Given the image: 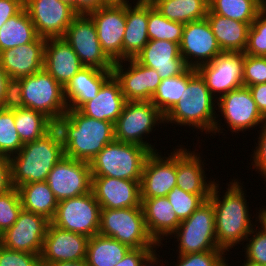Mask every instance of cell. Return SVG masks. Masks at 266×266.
<instances>
[{"label": "cell", "instance_id": "1", "mask_svg": "<svg viewBox=\"0 0 266 266\" xmlns=\"http://www.w3.org/2000/svg\"><path fill=\"white\" fill-rule=\"evenodd\" d=\"M229 183L226 192L221 196L218 191L219 184L216 182L209 197L215 211V235L218 247L225 252H229L242 241L243 244L256 227L250 219L252 215H249L243 184L238 179H233Z\"/></svg>", "mask_w": 266, "mask_h": 266}, {"label": "cell", "instance_id": "2", "mask_svg": "<svg viewBox=\"0 0 266 266\" xmlns=\"http://www.w3.org/2000/svg\"><path fill=\"white\" fill-rule=\"evenodd\" d=\"M54 127L59 131L64 156L89 163L115 139L112 122L90 118L75 109H68Z\"/></svg>", "mask_w": 266, "mask_h": 266}, {"label": "cell", "instance_id": "3", "mask_svg": "<svg viewBox=\"0 0 266 266\" xmlns=\"http://www.w3.org/2000/svg\"><path fill=\"white\" fill-rule=\"evenodd\" d=\"M64 157L59 131L53 127L42 138L25 143L10 158L12 185L46 181L52 168Z\"/></svg>", "mask_w": 266, "mask_h": 266}, {"label": "cell", "instance_id": "4", "mask_svg": "<svg viewBox=\"0 0 266 266\" xmlns=\"http://www.w3.org/2000/svg\"><path fill=\"white\" fill-rule=\"evenodd\" d=\"M187 98L180 100L165 116V123H175L181 126H191L205 131L206 134L220 132L221 123L215 110L216 98L206 86L205 80L196 71L188 68ZM216 101V102H215ZM217 118V119H216ZM221 125V126H220ZM208 132V133H207Z\"/></svg>", "mask_w": 266, "mask_h": 266}, {"label": "cell", "instance_id": "5", "mask_svg": "<svg viewBox=\"0 0 266 266\" xmlns=\"http://www.w3.org/2000/svg\"><path fill=\"white\" fill-rule=\"evenodd\" d=\"M12 103L41 112L53 123L68 110L64 88L44 68L13 82Z\"/></svg>", "mask_w": 266, "mask_h": 266}, {"label": "cell", "instance_id": "6", "mask_svg": "<svg viewBox=\"0 0 266 266\" xmlns=\"http://www.w3.org/2000/svg\"><path fill=\"white\" fill-rule=\"evenodd\" d=\"M151 153L140 145L114 139L90 162L92 177L141 181L145 161Z\"/></svg>", "mask_w": 266, "mask_h": 266}, {"label": "cell", "instance_id": "7", "mask_svg": "<svg viewBox=\"0 0 266 266\" xmlns=\"http://www.w3.org/2000/svg\"><path fill=\"white\" fill-rule=\"evenodd\" d=\"M98 234L130 248L160 247L148 233L142 207L101 209Z\"/></svg>", "mask_w": 266, "mask_h": 266}, {"label": "cell", "instance_id": "8", "mask_svg": "<svg viewBox=\"0 0 266 266\" xmlns=\"http://www.w3.org/2000/svg\"><path fill=\"white\" fill-rule=\"evenodd\" d=\"M161 123H164V115L151 101H126L121 115L114 123V138L157 152L154 145L143 139H146L155 125L159 126Z\"/></svg>", "mask_w": 266, "mask_h": 266}, {"label": "cell", "instance_id": "9", "mask_svg": "<svg viewBox=\"0 0 266 266\" xmlns=\"http://www.w3.org/2000/svg\"><path fill=\"white\" fill-rule=\"evenodd\" d=\"M173 235L174 239L177 238L178 255L222 250L216 240L215 211L210 200H206L189 218L181 221L170 238Z\"/></svg>", "mask_w": 266, "mask_h": 266}, {"label": "cell", "instance_id": "10", "mask_svg": "<svg viewBox=\"0 0 266 266\" xmlns=\"http://www.w3.org/2000/svg\"><path fill=\"white\" fill-rule=\"evenodd\" d=\"M100 204L91 192L58 201L51 223L61 229L93 237L100 227Z\"/></svg>", "mask_w": 266, "mask_h": 266}, {"label": "cell", "instance_id": "11", "mask_svg": "<svg viewBox=\"0 0 266 266\" xmlns=\"http://www.w3.org/2000/svg\"><path fill=\"white\" fill-rule=\"evenodd\" d=\"M63 39L75 51L83 66L112 71L114 62L102 50L96 26L89 15L77 14Z\"/></svg>", "mask_w": 266, "mask_h": 266}, {"label": "cell", "instance_id": "12", "mask_svg": "<svg viewBox=\"0 0 266 266\" xmlns=\"http://www.w3.org/2000/svg\"><path fill=\"white\" fill-rule=\"evenodd\" d=\"M245 57L244 52H223L210 63L203 64L196 69L216 100L232 90L243 87Z\"/></svg>", "mask_w": 266, "mask_h": 266}, {"label": "cell", "instance_id": "13", "mask_svg": "<svg viewBox=\"0 0 266 266\" xmlns=\"http://www.w3.org/2000/svg\"><path fill=\"white\" fill-rule=\"evenodd\" d=\"M46 182L58 201L91 192L90 163L64 156L50 171Z\"/></svg>", "mask_w": 266, "mask_h": 266}, {"label": "cell", "instance_id": "14", "mask_svg": "<svg viewBox=\"0 0 266 266\" xmlns=\"http://www.w3.org/2000/svg\"><path fill=\"white\" fill-rule=\"evenodd\" d=\"M36 33L44 39L63 38L77 15L72 6L62 0H24Z\"/></svg>", "mask_w": 266, "mask_h": 266}, {"label": "cell", "instance_id": "15", "mask_svg": "<svg viewBox=\"0 0 266 266\" xmlns=\"http://www.w3.org/2000/svg\"><path fill=\"white\" fill-rule=\"evenodd\" d=\"M97 30L102 50L113 61L123 60V38L126 30V4L108 3L88 14Z\"/></svg>", "mask_w": 266, "mask_h": 266}, {"label": "cell", "instance_id": "16", "mask_svg": "<svg viewBox=\"0 0 266 266\" xmlns=\"http://www.w3.org/2000/svg\"><path fill=\"white\" fill-rule=\"evenodd\" d=\"M50 221L22 209L15 223L0 235V245L14 250L41 255Z\"/></svg>", "mask_w": 266, "mask_h": 266}, {"label": "cell", "instance_id": "17", "mask_svg": "<svg viewBox=\"0 0 266 266\" xmlns=\"http://www.w3.org/2000/svg\"><path fill=\"white\" fill-rule=\"evenodd\" d=\"M180 55L189 68L197 69L222 54L206 18L186 23L180 43Z\"/></svg>", "mask_w": 266, "mask_h": 266}, {"label": "cell", "instance_id": "18", "mask_svg": "<svg viewBox=\"0 0 266 266\" xmlns=\"http://www.w3.org/2000/svg\"><path fill=\"white\" fill-rule=\"evenodd\" d=\"M126 61L128 68L122 64ZM112 75L119 82L126 101H151L161 83L155 69L141 65L134 58L114 62Z\"/></svg>", "mask_w": 266, "mask_h": 266}, {"label": "cell", "instance_id": "19", "mask_svg": "<svg viewBox=\"0 0 266 266\" xmlns=\"http://www.w3.org/2000/svg\"><path fill=\"white\" fill-rule=\"evenodd\" d=\"M216 105L232 133L254 129L266 121L258 111L248 87L243 86L222 95Z\"/></svg>", "mask_w": 266, "mask_h": 266}, {"label": "cell", "instance_id": "20", "mask_svg": "<svg viewBox=\"0 0 266 266\" xmlns=\"http://www.w3.org/2000/svg\"><path fill=\"white\" fill-rule=\"evenodd\" d=\"M89 237L61 229L51 222L40 255L42 266L86 260Z\"/></svg>", "mask_w": 266, "mask_h": 266}, {"label": "cell", "instance_id": "21", "mask_svg": "<svg viewBox=\"0 0 266 266\" xmlns=\"http://www.w3.org/2000/svg\"><path fill=\"white\" fill-rule=\"evenodd\" d=\"M176 148L168 157L152 152L146 159L140 181L141 199L166 197L177 183Z\"/></svg>", "mask_w": 266, "mask_h": 266}, {"label": "cell", "instance_id": "22", "mask_svg": "<svg viewBox=\"0 0 266 266\" xmlns=\"http://www.w3.org/2000/svg\"><path fill=\"white\" fill-rule=\"evenodd\" d=\"M91 191L101 209L142 207L140 181L92 177Z\"/></svg>", "mask_w": 266, "mask_h": 266}, {"label": "cell", "instance_id": "23", "mask_svg": "<svg viewBox=\"0 0 266 266\" xmlns=\"http://www.w3.org/2000/svg\"><path fill=\"white\" fill-rule=\"evenodd\" d=\"M134 59L155 69L161 80L179 76L189 68L180 55L179 44L166 40H149Z\"/></svg>", "mask_w": 266, "mask_h": 266}, {"label": "cell", "instance_id": "24", "mask_svg": "<svg viewBox=\"0 0 266 266\" xmlns=\"http://www.w3.org/2000/svg\"><path fill=\"white\" fill-rule=\"evenodd\" d=\"M45 44L46 39L38 36L31 43L0 53L1 67L12 82L43 69Z\"/></svg>", "mask_w": 266, "mask_h": 266}, {"label": "cell", "instance_id": "25", "mask_svg": "<svg viewBox=\"0 0 266 266\" xmlns=\"http://www.w3.org/2000/svg\"><path fill=\"white\" fill-rule=\"evenodd\" d=\"M83 67L75 51L63 38L46 39L43 68L63 88Z\"/></svg>", "mask_w": 266, "mask_h": 266}, {"label": "cell", "instance_id": "26", "mask_svg": "<svg viewBox=\"0 0 266 266\" xmlns=\"http://www.w3.org/2000/svg\"><path fill=\"white\" fill-rule=\"evenodd\" d=\"M176 149L177 183L176 186L183 191L196 195H210L214 181H206L204 162L198 152L189 151L183 145ZM208 182V183H207Z\"/></svg>", "mask_w": 266, "mask_h": 266}, {"label": "cell", "instance_id": "27", "mask_svg": "<svg viewBox=\"0 0 266 266\" xmlns=\"http://www.w3.org/2000/svg\"><path fill=\"white\" fill-rule=\"evenodd\" d=\"M141 206L148 233L157 244L164 245L162 240L171 236L181 223L173 211V206L167 197L141 199Z\"/></svg>", "mask_w": 266, "mask_h": 266}, {"label": "cell", "instance_id": "28", "mask_svg": "<svg viewBox=\"0 0 266 266\" xmlns=\"http://www.w3.org/2000/svg\"><path fill=\"white\" fill-rule=\"evenodd\" d=\"M125 103L120 84L112 75L100 88L97 97L84 103L78 110L90 118L114 124Z\"/></svg>", "mask_w": 266, "mask_h": 266}, {"label": "cell", "instance_id": "29", "mask_svg": "<svg viewBox=\"0 0 266 266\" xmlns=\"http://www.w3.org/2000/svg\"><path fill=\"white\" fill-rule=\"evenodd\" d=\"M112 76V71L83 67L64 88L68 109L78 110L84 103L97 97L103 84Z\"/></svg>", "mask_w": 266, "mask_h": 266}, {"label": "cell", "instance_id": "30", "mask_svg": "<svg viewBox=\"0 0 266 266\" xmlns=\"http://www.w3.org/2000/svg\"><path fill=\"white\" fill-rule=\"evenodd\" d=\"M148 41V2L136 1L134 6L126 4L123 60L135 58Z\"/></svg>", "mask_w": 266, "mask_h": 266}, {"label": "cell", "instance_id": "31", "mask_svg": "<svg viewBox=\"0 0 266 266\" xmlns=\"http://www.w3.org/2000/svg\"><path fill=\"white\" fill-rule=\"evenodd\" d=\"M206 19L216 37L222 52H244L247 47L248 32L252 23H244L226 18L208 10Z\"/></svg>", "mask_w": 266, "mask_h": 266}, {"label": "cell", "instance_id": "32", "mask_svg": "<svg viewBox=\"0 0 266 266\" xmlns=\"http://www.w3.org/2000/svg\"><path fill=\"white\" fill-rule=\"evenodd\" d=\"M23 210L43 216L50 222L55 216L58 200L46 181L17 187Z\"/></svg>", "mask_w": 266, "mask_h": 266}, {"label": "cell", "instance_id": "33", "mask_svg": "<svg viewBox=\"0 0 266 266\" xmlns=\"http://www.w3.org/2000/svg\"><path fill=\"white\" fill-rule=\"evenodd\" d=\"M38 37L26 8L9 18L0 28V53L33 42Z\"/></svg>", "mask_w": 266, "mask_h": 266}, {"label": "cell", "instance_id": "34", "mask_svg": "<svg viewBox=\"0 0 266 266\" xmlns=\"http://www.w3.org/2000/svg\"><path fill=\"white\" fill-rule=\"evenodd\" d=\"M156 10L170 21L189 23L206 18L209 0H153Z\"/></svg>", "mask_w": 266, "mask_h": 266}, {"label": "cell", "instance_id": "35", "mask_svg": "<svg viewBox=\"0 0 266 266\" xmlns=\"http://www.w3.org/2000/svg\"><path fill=\"white\" fill-rule=\"evenodd\" d=\"M130 249L111 237L96 234L88 241L87 266H115Z\"/></svg>", "mask_w": 266, "mask_h": 266}, {"label": "cell", "instance_id": "36", "mask_svg": "<svg viewBox=\"0 0 266 266\" xmlns=\"http://www.w3.org/2000/svg\"><path fill=\"white\" fill-rule=\"evenodd\" d=\"M15 127L23 144L42 138L54 123L43 113L14 104Z\"/></svg>", "mask_w": 266, "mask_h": 266}, {"label": "cell", "instance_id": "37", "mask_svg": "<svg viewBox=\"0 0 266 266\" xmlns=\"http://www.w3.org/2000/svg\"><path fill=\"white\" fill-rule=\"evenodd\" d=\"M188 69L181 75L161 80L151 102L165 116L180 100L187 98Z\"/></svg>", "mask_w": 266, "mask_h": 266}, {"label": "cell", "instance_id": "38", "mask_svg": "<svg viewBox=\"0 0 266 266\" xmlns=\"http://www.w3.org/2000/svg\"><path fill=\"white\" fill-rule=\"evenodd\" d=\"M209 9L232 20L253 23L262 4L257 0H209Z\"/></svg>", "mask_w": 266, "mask_h": 266}, {"label": "cell", "instance_id": "39", "mask_svg": "<svg viewBox=\"0 0 266 266\" xmlns=\"http://www.w3.org/2000/svg\"><path fill=\"white\" fill-rule=\"evenodd\" d=\"M184 23L170 21L148 2V38L149 40H166L180 45Z\"/></svg>", "mask_w": 266, "mask_h": 266}, {"label": "cell", "instance_id": "40", "mask_svg": "<svg viewBox=\"0 0 266 266\" xmlns=\"http://www.w3.org/2000/svg\"><path fill=\"white\" fill-rule=\"evenodd\" d=\"M23 145L15 127L14 104L0 107V155L11 158Z\"/></svg>", "mask_w": 266, "mask_h": 266}, {"label": "cell", "instance_id": "41", "mask_svg": "<svg viewBox=\"0 0 266 266\" xmlns=\"http://www.w3.org/2000/svg\"><path fill=\"white\" fill-rule=\"evenodd\" d=\"M166 197L173 206L177 218L183 221L189 218L206 200H209L210 195L191 194L175 186Z\"/></svg>", "mask_w": 266, "mask_h": 266}, {"label": "cell", "instance_id": "42", "mask_svg": "<svg viewBox=\"0 0 266 266\" xmlns=\"http://www.w3.org/2000/svg\"><path fill=\"white\" fill-rule=\"evenodd\" d=\"M246 55L266 57V10L261 9L248 32Z\"/></svg>", "mask_w": 266, "mask_h": 266}, {"label": "cell", "instance_id": "43", "mask_svg": "<svg viewBox=\"0 0 266 266\" xmlns=\"http://www.w3.org/2000/svg\"><path fill=\"white\" fill-rule=\"evenodd\" d=\"M22 209L17 188L0 194V235L12 227Z\"/></svg>", "mask_w": 266, "mask_h": 266}, {"label": "cell", "instance_id": "44", "mask_svg": "<svg viewBox=\"0 0 266 266\" xmlns=\"http://www.w3.org/2000/svg\"><path fill=\"white\" fill-rule=\"evenodd\" d=\"M225 255L227 252L224 250L178 255V264L175 263V266H227L228 262Z\"/></svg>", "mask_w": 266, "mask_h": 266}, {"label": "cell", "instance_id": "45", "mask_svg": "<svg viewBox=\"0 0 266 266\" xmlns=\"http://www.w3.org/2000/svg\"><path fill=\"white\" fill-rule=\"evenodd\" d=\"M266 83V57L246 55L243 64V86Z\"/></svg>", "mask_w": 266, "mask_h": 266}, {"label": "cell", "instance_id": "46", "mask_svg": "<svg viewBox=\"0 0 266 266\" xmlns=\"http://www.w3.org/2000/svg\"><path fill=\"white\" fill-rule=\"evenodd\" d=\"M246 241L249 243L245 245V258L249 261L266 266V234L264 231L259 226H256V228H253L250 232Z\"/></svg>", "mask_w": 266, "mask_h": 266}, {"label": "cell", "instance_id": "47", "mask_svg": "<svg viewBox=\"0 0 266 266\" xmlns=\"http://www.w3.org/2000/svg\"><path fill=\"white\" fill-rule=\"evenodd\" d=\"M0 266H42L39 254L9 250L0 245Z\"/></svg>", "mask_w": 266, "mask_h": 266}, {"label": "cell", "instance_id": "48", "mask_svg": "<svg viewBox=\"0 0 266 266\" xmlns=\"http://www.w3.org/2000/svg\"><path fill=\"white\" fill-rule=\"evenodd\" d=\"M261 131L259 132V140L257 141L258 144L256 143L254 153L252 154L251 158L253 159L252 161V166L258 172L266 181V121L263 123L262 126H260Z\"/></svg>", "mask_w": 266, "mask_h": 266}, {"label": "cell", "instance_id": "49", "mask_svg": "<svg viewBox=\"0 0 266 266\" xmlns=\"http://www.w3.org/2000/svg\"><path fill=\"white\" fill-rule=\"evenodd\" d=\"M69 3L76 14H85L96 11L103 6H106L108 2L106 0H62Z\"/></svg>", "mask_w": 266, "mask_h": 266}, {"label": "cell", "instance_id": "50", "mask_svg": "<svg viewBox=\"0 0 266 266\" xmlns=\"http://www.w3.org/2000/svg\"><path fill=\"white\" fill-rule=\"evenodd\" d=\"M24 7V0H0V28Z\"/></svg>", "mask_w": 266, "mask_h": 266}, {"label": "cell", "instance_id": "51", "mask_svg": "<svg viewBox=\"0 0 266 266\" xmlns=\"http://www.w3.org/2000/svg\"><path fill=\"white\" fill-rule=\"evenodd\" d=\"M13 82L2 69L0 64V107H7L12 103Z\"/></svg>", "mask_w": 266, "mask_h": 266}, {"label": "cell", "instance_id": "52", "mask_svg": "<svg viewBox=\"0 0 266 266\" xmlns=\"http://www.w3.org/2000/svg\"><path fill=\"white\" fill-rule=\"evenodd\" d=\"M12 188L10 158L0 155V194Z\"/></svg>", "mask_w": 266, "mask_h": 266}, {"label": "cell", "instance_id": "53", "mask_svg": "<svg viewBox=\"0 0 266 266\" xmlns=\"http://www.w3.org/2000/svg\"><path fill=\"white\" fill-rule=\"evenodd\" d=\"M253 100L256 103L257 109L266 120V83H260L248 87Z\"/></svg>", "mask_w": 266, "mask_h": 266}, {"label": "cell", "instance_id": "54", "mask_svg": "<svg viewBox=\"0 0 266 266\" xmlns=\"http://www.w3.org/2000/svg\"><path fill=\"white\" fill-rule=\"evenodd\" d=\"M152 248H131L125 255V257L117 262L115 266H140L142 258Z\"/></svg>", "mask_w": 266, "mask_h": 266}, {"label": "cell", "instance_id": "55", "mask_svg": "<svg viewBox=\"0 0 266 266\" xmlns=\"http://www.w3.org/2000/svg\"><path fill=\"white\" fill-rule=\"evenodd\" d=\"M157 246H155L154 248H152L143 258L142 261L140 263V266H156L160 265V261L161 259H159V255L156 254V250H157ZM158 256V257H157ZM159 260V261H158Z\"/></svg>", "mask_w": 266, "mask_h": 266}, {"label": "cell", "instance_id": "56", "mask_svg": "<svg viewBox=\"0 0 266 266\" xmlns=\"http://www.w3.org/2000/svg\"><path fill=\"white\" fill-rule=\"evenodd\" d=\"M258 211H260V212H257L258 213V215L256 214V221L255 222H257V221H259L258 223H260V224H257L256 223V225H261V226H259L263 231H264V233L266 234V207L264 208H260V210H258Z\"/></svg>", "mask_w": 266, "mask_h": 266}, {"label": "cell", "instance_id": "57", "mask_svg": "<svg viewBox=\"0 0 266 266\" xmlns=\"http://www.w3.org/2000/svg\"><path fill=\"white\" fill-rule=\"evenodd\" d=\"M49 266H87V263L86 260H81L77 262L66 261V262L53 263Z\"/></svg>", "mask_w": 266, "mask_h": 266}, {"label": "cell", "instance_id": "58", "mask_svg": "<svg viewBox=\"0 0 266 266\" xmlns=\"http://www.w3.org/2000/svg\"><path fill=\"white\" fill-rule=\"evenodd\" d=\"M227 266H229V264H227ZM242 266H265V265L255 263V262H252L246 259V261L244 260V263L242 264Z\"/></svg>", "mask_w": 266, "mask_h": 266}, {"label": "cell", "instance_id": "59", "mask_svg": "<svg viewBox=\"0 0 266 266\" xmlns=\"http://www.w3.org/2000/svg\"><path fill=\"white\" fill-rule=\"evenodd\" d=\"M153 0H137V2H152Z\"/></svg>", "mask_w": 266, "mask_h": 266}, {"label": "cell", "instance_id": "60", "mask_svg": "<svg viewBox=\"0 0 266 266\" xmlns=\"http://www.w3.org/2000/svg\"><path fill=\"white\" fill-rule=\"evenodd\" d=\"M262 9L266 10V0L262 4Z\"/></svg>", "mask_w": 266, "mask_h": 266}, {"label": "cell", "instance_id": "61", "mask_svg": "<svg viewBox=\"0 0 266 266\" xmlns=\"http://www.w3.org/2000/svg\"><path fill=\"white\" fill-rule=\"evenodd\" d=\"M259 3L263 4L265 0H257Z\"/></svg>", "mask_w": 266, "mask_h": 266}]
</instances>
